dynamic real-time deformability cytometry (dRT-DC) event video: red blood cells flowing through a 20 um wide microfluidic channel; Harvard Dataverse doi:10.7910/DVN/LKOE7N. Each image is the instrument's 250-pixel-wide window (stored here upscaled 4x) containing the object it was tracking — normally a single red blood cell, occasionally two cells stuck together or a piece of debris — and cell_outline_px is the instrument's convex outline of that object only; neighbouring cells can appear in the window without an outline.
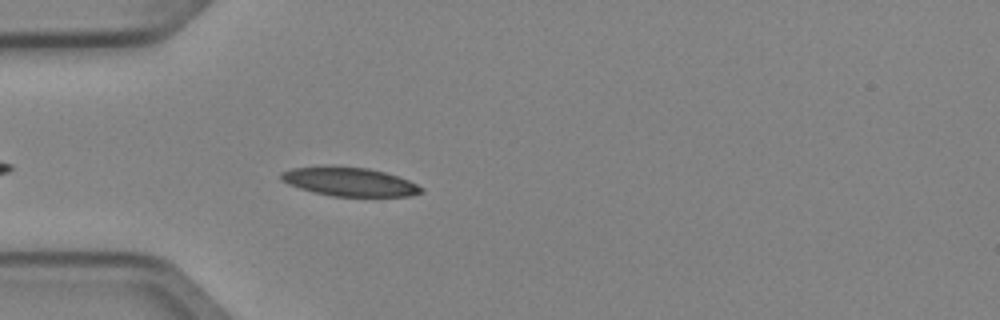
{"species": "Egyptian fruit bat (a non-hibernating species)", "species_latin": "Rousettus aegyptiacus", "temperature_condition": "cold", "stored_images_in_passage": 4, "camera_frame_rate_fps": 3000, "um_per_image_px": 0.085, "animal": {"sex": "female"}, "frame": {"image": 1, "passage_image": 4, "time_ms": 1.0, "image_size_px": [1000, 320], "cell_outline_px": [[424, 192], [408, 196], [332, 196], [312, 192], [288, 184], [280, 180], [280, 172], [292, 168], [368, 168], [384, 172], [408, 180], [424, 188]], "centroid_in_image_um": [29.72, 15.48], "position_along_channel_um": 55.3, "area_um2": 22.77}}